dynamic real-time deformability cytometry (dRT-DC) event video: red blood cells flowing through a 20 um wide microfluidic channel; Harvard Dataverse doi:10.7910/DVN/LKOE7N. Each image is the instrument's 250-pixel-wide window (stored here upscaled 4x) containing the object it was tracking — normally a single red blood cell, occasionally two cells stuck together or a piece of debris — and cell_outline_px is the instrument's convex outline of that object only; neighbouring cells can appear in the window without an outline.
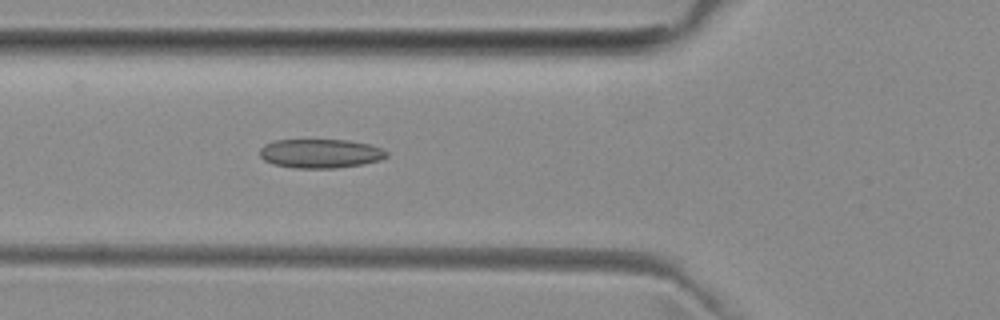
{"species": "common noctule bat (a hibernating species)", "species_latin": "Nyctalus noctula", "temperature_condition": "room temperature", "stored_images_in_passage": 4, "camera_frame_rate_fps": 3000, "um_per_image_px": 0.085, "animal": {"sex": "female", "body_mass_g": 29.2, "forearm_length_mm": 56.3}, "frame": {"image": 1, "passage_image": 4, "time_ms": 4.333, "image_size_px": [1000, 320], "cell_outline_px": [[388, 156], [380, 160], [364, 164], [336, 168], [292, 168], [272, 164], [264, 160], [260, 156], [260, 148], [264, 144], [276, 140], [348, 140], [368, 144], [380, 148], [388, 152]], "centroid_in_image_um": [27.22, 13.05], "position_along_channel_um": 98.6, "area_um2": 21.56}}